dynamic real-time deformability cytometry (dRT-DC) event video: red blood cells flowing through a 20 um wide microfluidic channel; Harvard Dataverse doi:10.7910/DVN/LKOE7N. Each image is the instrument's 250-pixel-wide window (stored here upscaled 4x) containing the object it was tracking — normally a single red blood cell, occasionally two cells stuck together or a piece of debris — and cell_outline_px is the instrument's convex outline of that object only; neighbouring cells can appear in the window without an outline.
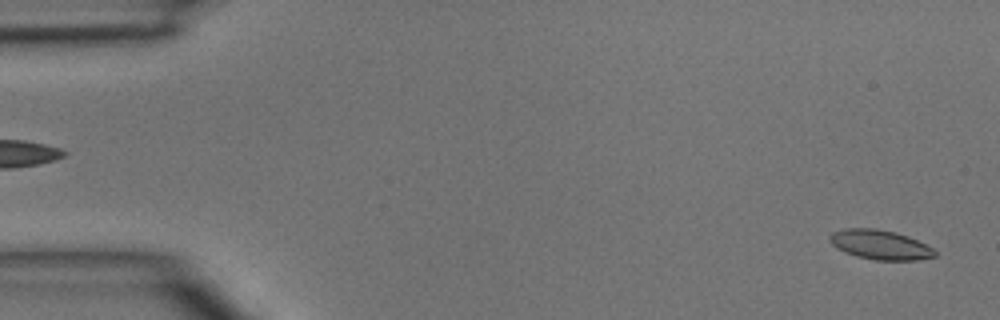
{"species": "common noctule bat (a hibernating species)", "species_latin": "Nyctalus noctula", "temperature_condition": "room temperature", "stored_images_in_passage": 46, "camera_frame_rate_fps": 3000, "um_per_image_px": 0.085, "animal": {"sex": "male", "body_mass_g": 15.6}, "frame": {"image": 1, "passage_image": 1, "time_ms": 0.0, "image_size_px": [1000, 320], "cell_outline_px": [[936, 256], [920, 260], [876, 260], [856, 256], [844, 252], [836, 248], [828, 240], [828, 236], [832, 232], [844, 228], [876, 228], [896, 232], [908, 236], [932, 248], [936, 252]], "centroid_in_image_um": [74.77, 20.8], "position_along_channel_um": 10.2, "area_um2": 18.21}}
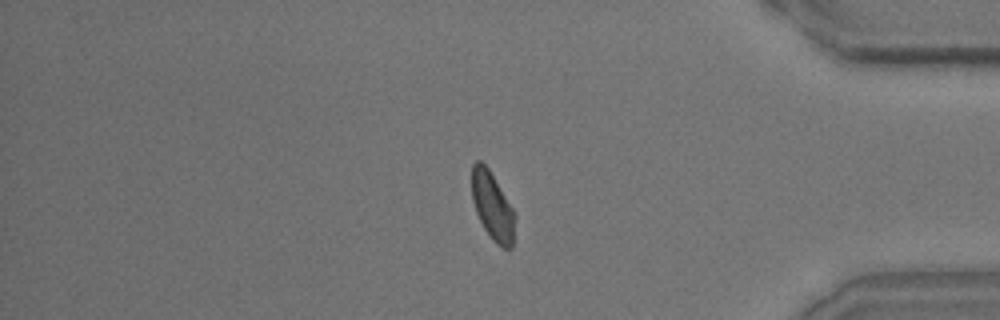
{"frame": {"image": 2, "passage_image": 39, "time_ms": 12.667, "image_size_px": [1000, 320], "cell_outline_px": [[516, 216], [512, 248], [504, 248], [496, 244], [492, 240], [484, 228], [476, 212], [472, 200], [472, 164], [476, 160], [480, 160], [488, 168], [512, 208]], "centroid_in_image_um": [41.85, 17.54], "position_along_channel_um": 393.3, "area_um2": 16.94}}
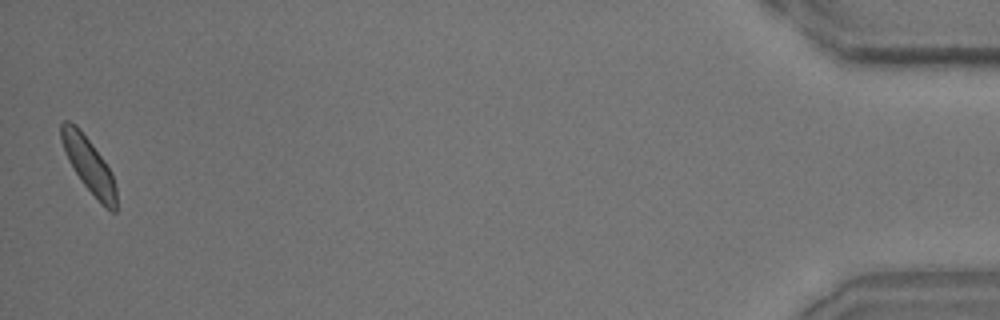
{"frame": {"image": 3, "passage_image": 46, "time_ms": 15.0, "image_size_px": [1000, 320], "cell_outline_px": [[116, 212], [112, 212], [100, 204], [80, 180], [68, 160], [60, 140], [60, 124], [64, 120], [68, 120], [76, 124], [80, 128], [104, 160], [112, 172], [116, 188]], "centroid_in_image_um": [7.54, 14.01], "position_along_channel_um": 427.7, "area_um2": 17.86}}